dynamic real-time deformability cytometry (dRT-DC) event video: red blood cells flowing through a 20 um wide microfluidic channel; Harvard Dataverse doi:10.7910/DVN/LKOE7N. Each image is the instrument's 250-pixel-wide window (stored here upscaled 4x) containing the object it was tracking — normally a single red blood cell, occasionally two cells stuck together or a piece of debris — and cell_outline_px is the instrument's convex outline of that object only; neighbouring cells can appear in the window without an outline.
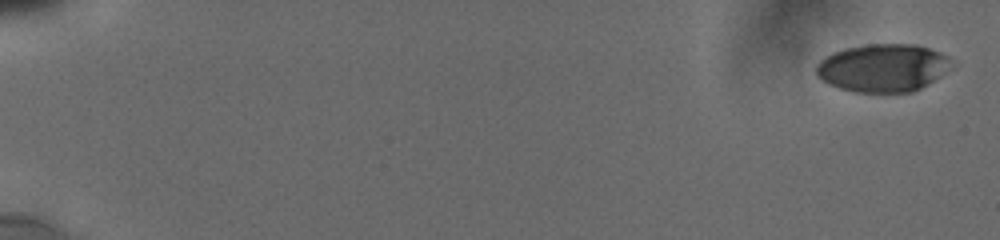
{"species": "human", "species_latin": "Homo sapiens", "temperature_condition": "cold", "stored_images_in_passage": 6, "camera_frame_rate_fps": 3000, "um_per_image_px": 0.085, "donor": {"sex": "male"}, "frame": {"image": 1, "passage_image": 1, "time_ms": 0.0, "image_size_px": [1000, 240], "cell_outline_px": [[948, 60], [940, 76], [928, 84], [912, 92], [856, 92], [840, 88], [828, 84], [816, 72], [816, 64], [824, 56], [832, 52], [844, 48], [868, 44], [916, 44], [940, 52], [948, 56]], "centroid_in_image_um": [74.97, 5.76], "position_along_channel_um": 10.0, "area_um2": 37.28}}
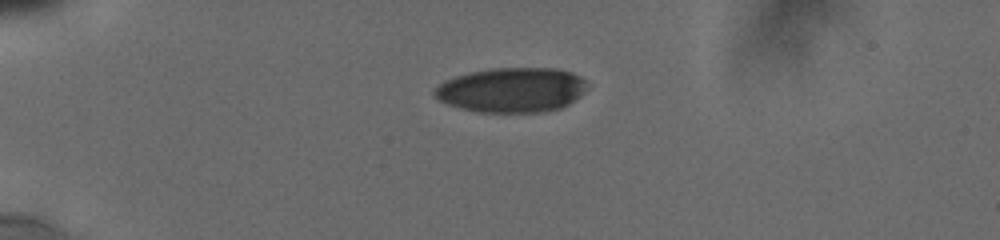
{"frame": {"image": 2, "passage_image": 5, "time_ms": 4.667, "image_size_px": [1000, 240], "cell_outline_px": [[588, 84], [584, 92], [580, 96], [568, 104], [560, 108], [544, 112], [476, 112], [460, 108], [448, 104], [440, 100], [432, 92], [444, 80], [456, 76], [472, 72], [492, 68], [556, 68], [572, 72], [580, 76]], "centroid_in_image_um": [43.52, 7.64], "position_along_channel_um": 41.5, "area_um2": 39.82}}